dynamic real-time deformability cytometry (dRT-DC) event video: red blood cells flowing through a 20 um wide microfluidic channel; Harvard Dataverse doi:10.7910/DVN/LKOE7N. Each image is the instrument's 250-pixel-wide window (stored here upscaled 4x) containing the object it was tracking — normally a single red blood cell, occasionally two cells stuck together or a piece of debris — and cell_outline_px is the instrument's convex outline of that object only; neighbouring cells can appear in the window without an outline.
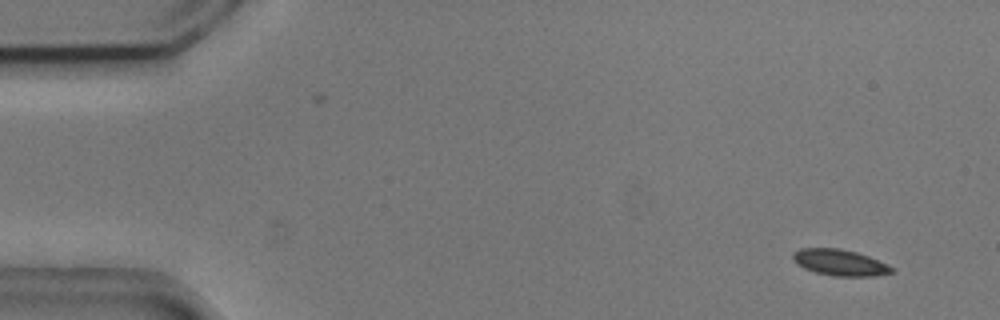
{"species": "common noctule bat (a hibernating species)", "species_latin": "Nyctalus noctula", "temperature_condition": "cold", "stored_images_in_passage": 10, "camera_frame_rate_fps": 3000, "um_per_image_px": 0.085, "animal": {"sex": "male", "body_mass_g": 20.5, "forearm_length_mm": 52.5}, "frame": {"image": 1, "passage_image": 2, "time_ms": 0.333, "image_size_px": [1000, 320], "cell_outline_px": [[896, 272], [876, 276], [832, 276], [816, 272], [804, 268], [792, 256], [800, 248], [840, 248], [856, 252], [868, 256], [888, 264]], "centroid_in_image_um": [71.46, 22.32], "position_along_channel_um": 13.5, "area_um2": 14.91}}
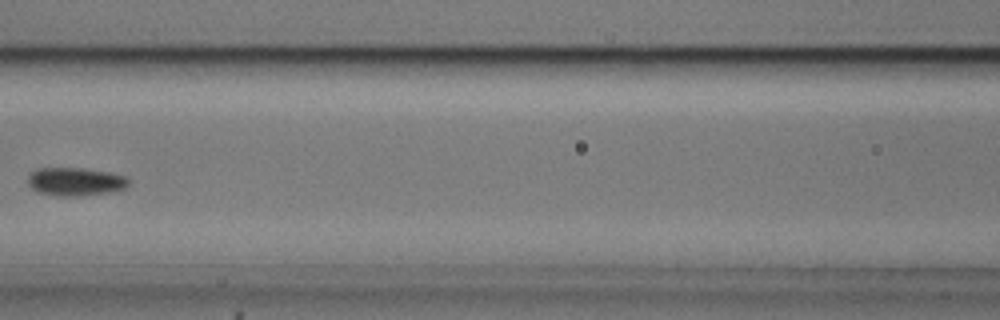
{"frame": {"image": 2, "passage_image": 7, "time_ms": 2.0, "image_size_px": [1000, 320], "cell_outline_px": [[128, 184], [124, 188], [108, 192], [80, 196], [56, 196], [36, 192], [28, 184], [28, 172], [36, 168], [84, 168], [108, 172], [124, 176], [128, 180]], "centroid_in_image_um": [6.32, 15.43], "position_along_channel_um": 160.3, "area_um2": 16.65}}
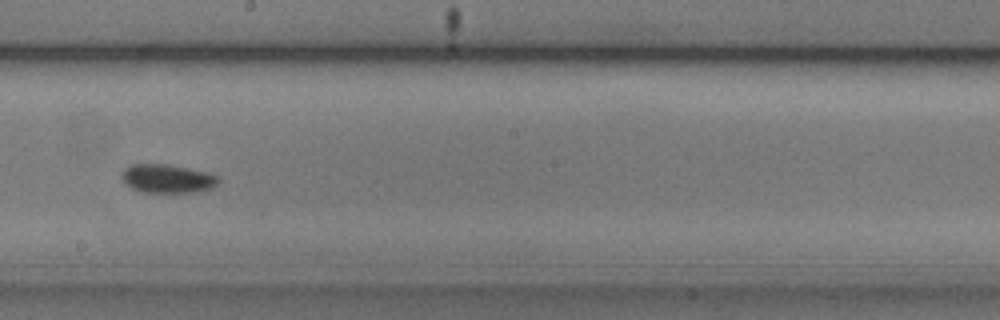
{"frame": {"image": 3, "passage_image": 9, "time_ms": 2.667, "image_size_px": [1000, 320], "cell_outline_px": [[220, 180], [212, 188], [192, 192], [140, 192], [132, 188], [120, 176], [120, 172], [128, 164], [168, 164], [208, 172], [220, 176]], "centroid_in_image_um": [14.22, 15.16], "position_along_channel_um": 234.0, "area_um2": 16.24}}